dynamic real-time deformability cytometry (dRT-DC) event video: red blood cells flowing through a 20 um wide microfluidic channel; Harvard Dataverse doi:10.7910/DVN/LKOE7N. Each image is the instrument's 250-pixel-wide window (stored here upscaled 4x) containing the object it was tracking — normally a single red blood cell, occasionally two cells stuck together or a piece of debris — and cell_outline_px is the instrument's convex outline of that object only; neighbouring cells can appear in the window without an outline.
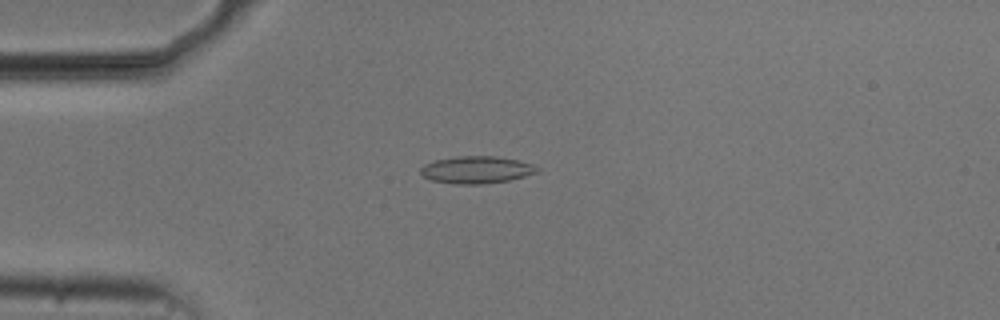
{"species": "common noctule bat (a hibernating species)", "species_latin": "Nyctalus noctula", "temperature_condition": "cold", "stored_images_in_passage": 54, "camera_frame_rate_fps": 3000, "um_per_image_px": 0.085, "animal": {"sex": "male", "body_mass_g": 20.5, "forearm_length_mm": 52.5}, "frame": {"image": 1, "passage_image": 14, "time_ms": 4.333, "image_size_px": [1000, 320], "cell_outline_px": [[540, 172], [508, 180], [480, 184], [452, 184], [432, 180], [420, 176], [420, 168], [424, 164], [432, 160], [456, 156], [496, 156], [516, 160], [532, 164], [540, 168]], "centroid_in_image_um": [40.45, 14.43], "position_along_channel_um": 44.5, "area_um2": 18.67}}
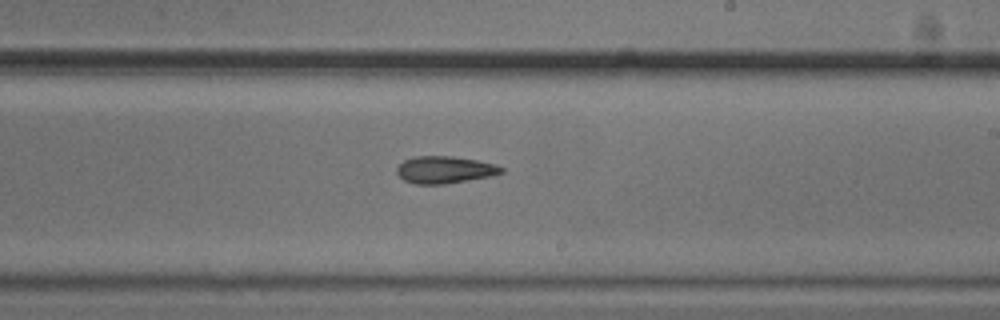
{"frame": {"image": 2, "passage_image": 32, "time_ms": 10.333, "image_size_px": [1000, 320], "cell_outline_px": [[504, 172], [492, 176], [444, 184], [416, 184], [404, 180], [396, 172], [396, 168], [404, 160], [412, 156], [452, 156], [476, 160], [496, 164], [504, 168]], "centroid_in_image_um": [37.81, 14.42], "position_along_channel_um": 251.2, "area_um2": 16.59}}
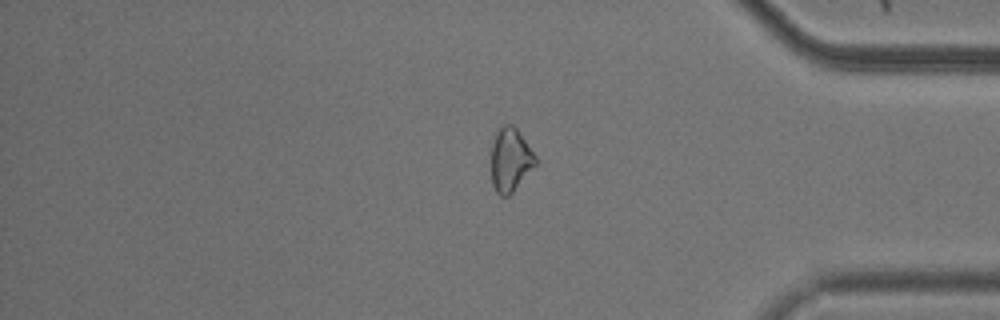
{"frame": {"image": 3, "passage_image": 45, "time_ms": 14.667, "image_size_px": [1000, 320], "cell_outline_px": [[540, 160], [512, 192], [508, 196], [500, 196], [496, 192], [492, 184], [492, 144], [496, 132], [504, 124], [512, 124], [516, 128]], "centroid_in_image_um": [43.4, 13.58], "position_along_channel_um": 391.8, "area_um2": 16.42}, "authors_computed_cell_mechanics": {"area_um2": 17.2533, "velocity_mm_per_s": 3.7577, "shape_relaxation_time_tau1_ms": null, "shape_relaxation_time_tau2_ms": 2.0943, "deformation_change_tau1": null, "deformation_change_tau2": 0.0788}}